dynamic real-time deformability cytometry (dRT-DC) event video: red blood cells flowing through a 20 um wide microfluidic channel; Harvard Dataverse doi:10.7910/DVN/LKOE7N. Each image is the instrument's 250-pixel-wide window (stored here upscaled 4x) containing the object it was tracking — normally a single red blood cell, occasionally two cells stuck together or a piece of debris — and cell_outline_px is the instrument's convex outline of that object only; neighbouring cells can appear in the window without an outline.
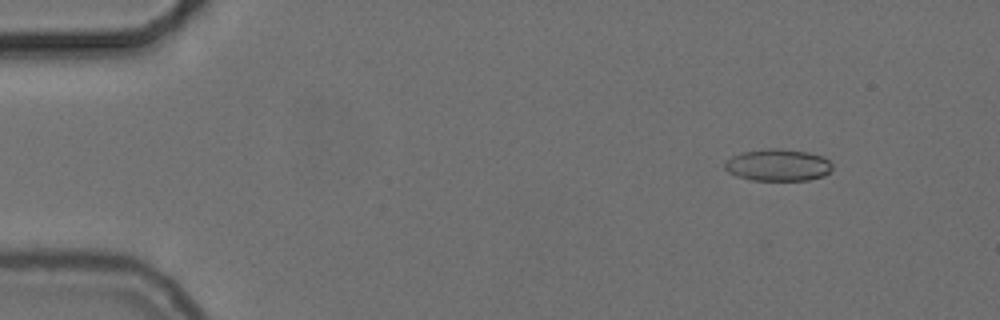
{"species": "common noctule bat (a hibernating species)", "species_latin": "Nyctalus noctula", "temperature_condition": "cold", "stored_images_in_passage": 56, "camera_frame_rate_fps": 3000, "um_per_image_px": 0.085, "animal": {"sex": "female", "body_mass_g": 24.6, "forearm_length_mm": 56.2}, "frame": {"image": 1, "passage_image": 7, "time_ms": 2.0, "image_size_px": [1000, 320], "cell_outline_px": [[832, 168], [824, 176], [808, 180], [752, 180], [736, 176], [728, 172], [724, 168], [724, 164], [732, 156], [740, 152], [768, 148], [776, 148], [808, 152], [820, 156], [828, 160], [832, 164]], "centroid_in_image_um": [66.1, 14.03], "position_along_channel_um": 18.9, "area_um2": 20.0}}
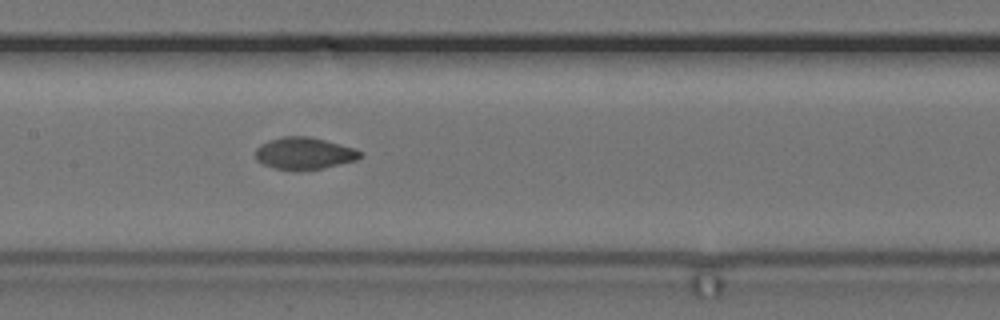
{"frame": {"image": 2, "passage_image": 28, "time_ms": 9.0, "image_size_px": [1000, 320], "cell_outline_px": [[364, 156], [356, 160], [320, 168], [272, 168], [260, 164], [256, 160], [256, 148], [260, 144], [268, 140], [284, 136], [308, 136], [340, 144], [364, 152]], "centroid_in_image_um": [25.84, 13.0], "position_along_channel_um": 181.6, "area_um2": 19.13}}
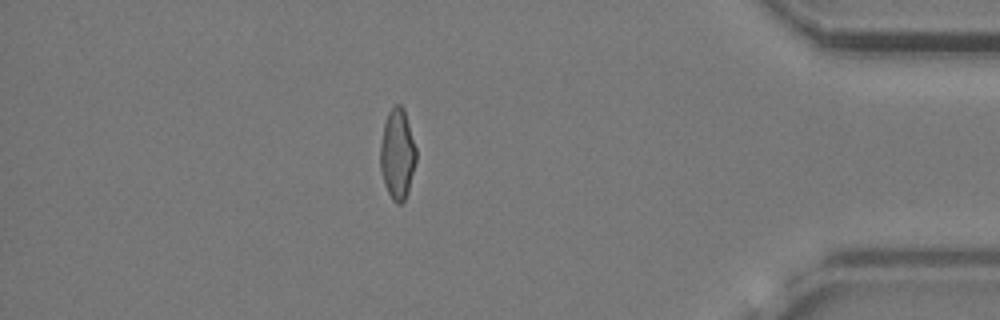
{"frame": {"image": 3, "passage_image": 49, "time_ms": 16.0, "image_size_px": [1000, 320], "cell_outline_px": [[416, 160], [408, 192], [404, 200], [400, 204], [396, 204], [392, 200], [384, 184], [380, 168], [380, 144], [384, 124], [388, 112], [396, 104], [400, 104], [404, 108], [416, 148]], "centroid_in_image_um": [33.77, 13.11], "position_along_channel_um": 401.4, "area_um2": 18.9}, "authors_computed_cell_mechanics": {"area_um2": 19.1318, "velocity_mm_per_s": 3.7101, "shape_relaxation_time_tau1_ms": null, "shape_relaxation_time_tau2_ms": 1.8586, "deformation_change_tau1": null, "deformation_change_tau2": 0.0592}}